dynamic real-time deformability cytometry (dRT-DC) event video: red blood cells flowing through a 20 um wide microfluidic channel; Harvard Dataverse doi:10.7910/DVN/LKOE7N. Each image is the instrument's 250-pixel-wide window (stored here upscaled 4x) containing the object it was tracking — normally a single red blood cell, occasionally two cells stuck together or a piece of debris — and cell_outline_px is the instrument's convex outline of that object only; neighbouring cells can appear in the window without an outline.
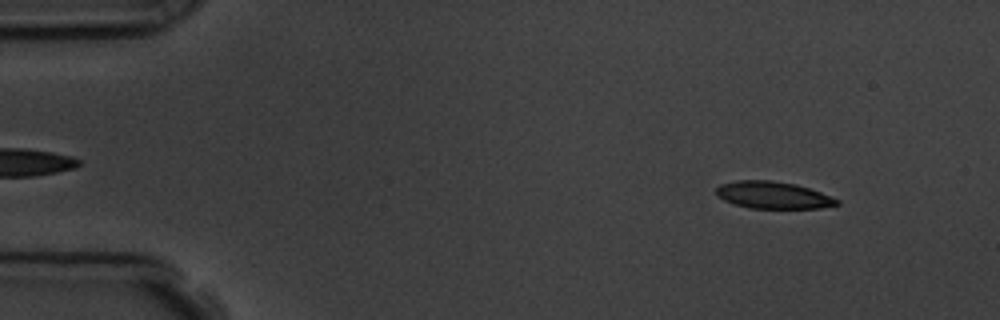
{"species": "common noctule bat (a hibernating species)", "species_latin": "Nyctalus noctula", "temperature_condition": "room temperature", "stored_images_in_passage": 6, "camera_frame_rate_fps": 3000, "um_per_image_px": 0.085, "animal": {"sex": "male", "body_mass_g": 19.5, "forearm_length_mm": 54.6}, "frame": {"image": 1, "passage_image": 1, "time_ms": 0.0, "image_size_px": [1000, 320], "cell_outline_px": [[840, 204], [820, 208], [748, 208], [732, 204], [716, 196], [716, 188], [720, 184], [736, 180], [772, 180], [796, 184], [820, 192], [840, 200]], "centroid_in_image_um": [65.67, 16.58], "position_along_channel_um": 19.3, "area_um2": 19.19}}
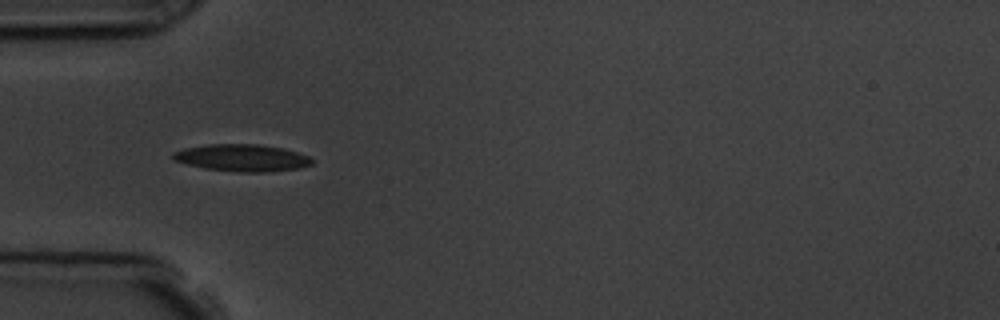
{"frame": {"image": 2, "passage_image": 4, "time_ms": 3.667, "image_size_px": [1000, 320], "cell_outline_px": [[312, 164], [300, 168], [264, 172], [240, 172], [204, 168], [188, 164], [176, 160], [172, 156], [172, 152], [184, 148], [208, 144], [256, 144], [280, 148], [296, 152], [308, 156], [312, 160]], "centroid_in_image_um": [20.56, 13.41], "position_along_channel_um": 64.4, "area_um2": 21.62}}